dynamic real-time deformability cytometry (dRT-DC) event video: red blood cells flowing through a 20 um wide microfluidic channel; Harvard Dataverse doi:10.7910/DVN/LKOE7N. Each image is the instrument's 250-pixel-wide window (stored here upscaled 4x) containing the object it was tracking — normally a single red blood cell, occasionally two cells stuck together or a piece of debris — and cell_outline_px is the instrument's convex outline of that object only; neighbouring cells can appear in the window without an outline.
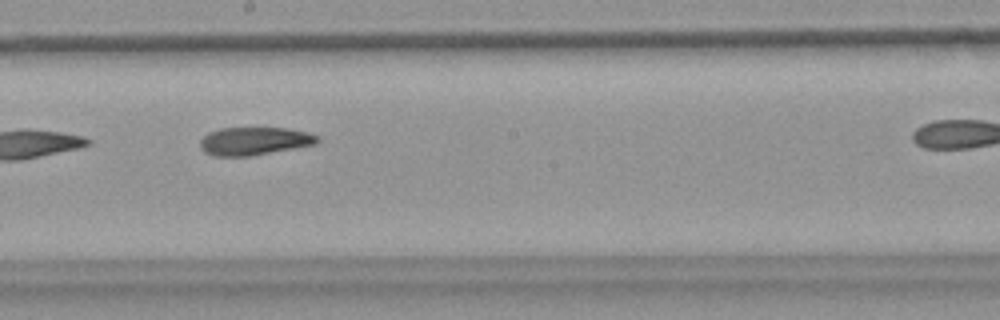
{"species": "common noctule bat (a hibernating species)", "species_latin": "Nyctalus noctula", "temperature_condition": "warm", "stored_images_in_passage": 7, "camera_frame_rate_fps": 3000, "um_per_image_px": 0.085, "animal": {"sex": "female", "body_mass_g": 18.4}, "frame": {"image": 1, "passage_image": 5, "time_ms": 1.333, "image_size_px": [1000, 320], "cell_outline_px": [[320, 140], [316, 144], [248, 156], [212, 156], [204, 152], [200, 148], [200, 140], [208, 132], [220, 128], [288, 128], [308, 132], [320, 136]], "centroid_in_image_um": [21.61, 11.98], "position_along_channel_um": 226.6, "area_um2": 19.19}}